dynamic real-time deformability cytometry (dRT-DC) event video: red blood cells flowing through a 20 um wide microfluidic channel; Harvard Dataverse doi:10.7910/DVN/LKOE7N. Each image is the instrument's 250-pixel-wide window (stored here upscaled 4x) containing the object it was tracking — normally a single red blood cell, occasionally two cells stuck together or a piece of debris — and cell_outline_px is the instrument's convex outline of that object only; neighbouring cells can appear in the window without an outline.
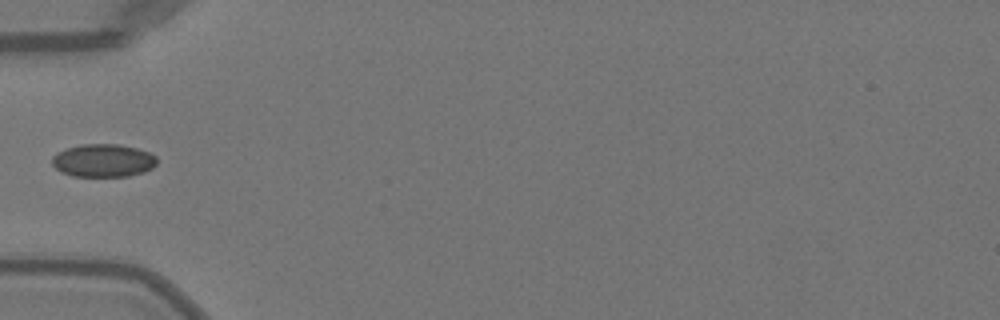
{"species": "Egyptian fruit bat (a non-hibernating species)", "species_latin": "Rousettus aegyptiacus", "temperature_condition": "warm", "stored_images_in_passage": 5, "camera_frame_rate_fps": 3000, "um_per_image_px": 0.085, "animal": {"sex": "female"}, "frame": {"image": 1, "passage_image": 1, "time_ms": 0.0, "image_size_px": [1000, 320], "cell_outline_px": [[156, 164], [152, 168], [144, 172], [128, 176], [72, 176], [60, 172], [52, 164], [52, 156], [56, 152], [64, 148], [80, 144], [120, 144], [136, 148], [148, 152], [156, 156]], "centroid_in_image_um": [8.74, 13.64], "position_along_channel_um": 76.3, "area_um2": 20.35}}